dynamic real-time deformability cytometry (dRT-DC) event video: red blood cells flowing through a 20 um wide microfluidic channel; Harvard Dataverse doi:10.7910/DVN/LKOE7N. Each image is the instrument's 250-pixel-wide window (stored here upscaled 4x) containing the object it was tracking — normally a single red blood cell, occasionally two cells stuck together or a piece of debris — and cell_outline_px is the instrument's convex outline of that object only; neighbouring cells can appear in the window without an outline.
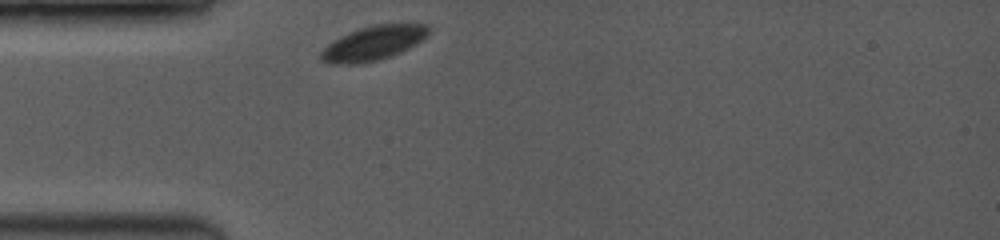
{"species": "common noctule bat (a hibernating species)", "species_latin": "Nyctalus noctula", "temperature_condition": "room temperature", "stored_images_in_passage": 35, "camera_frame_rate_fps": 3500, "um_per_image_px": 0.085, "animal": {"sex": "female", "body_mass_g": 19.0, "forearm_length_mm": 53.3}, "frame": {"image": 1, "passage_image": 1, "time_ms": 0.0, "image_size_px": [1000, 240], "cell_outline_px": [[428, 32], [424, 40], [400, 52], [376, 60], [356, 64], [332, 64], [320, 60], [320, 52], [332, 40], [348, 32], [360, 28], [376, 24], [428, 24]], "centroid_in_image_um": [31.7, 3.66], "position_along_channel_um": 53.3, "area_um2": 21.39}}
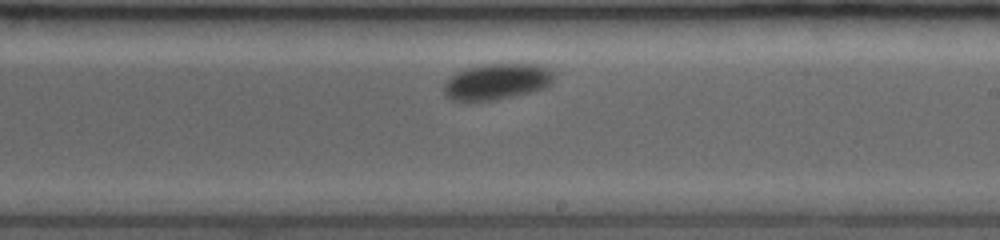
{"frame": {"image": 2, "passage_image": 20, "time_ms": 5.429, "image_size_px": [1000, 240], "cell_outline_px": [[556, 76], [544, 88], [496, 100], [452, 100], [444, 96], [444, 84], [452, 76], [468, 68], [480, 64], [540, 64], [552, 68]], "centroid_in_image_um": [42.28, 6.92], "position_along_channel_um": 246.7, "area_um2": 22.95}}
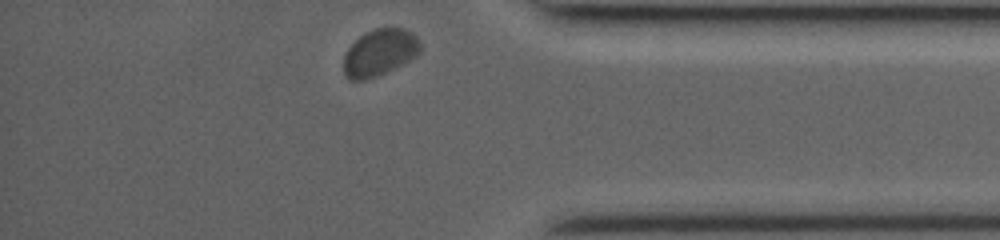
{"frame": {"image": 3, "passage_image": 35, "time_ms": 9.714, "image_size_px": [1000, 240], "cell_outline_px": [[420, 52], [416, 56], [376, 76], [364, 80], [348, 80], [344, 76], [344, 56], [348, 48], [360, 36], [376, 28], [404, 28], [412, 32], [416, 36], [420, 44]], "centroid_in_image_um": [32.25, 4.46], "position_along_channel_um": 402.9, "area_um2": 20.52}, "authors_computed_cell_mechanics": {"area_um2": 22.3686, "velocity_mm_per_s": 3.7251, "shape_relaxation_time_tau1_ms": 2.4257, "shape_relaxation_time_tau2_ms": null, "deformation_change_tau1": 0.0733, "deformation_change_tau2": null}}